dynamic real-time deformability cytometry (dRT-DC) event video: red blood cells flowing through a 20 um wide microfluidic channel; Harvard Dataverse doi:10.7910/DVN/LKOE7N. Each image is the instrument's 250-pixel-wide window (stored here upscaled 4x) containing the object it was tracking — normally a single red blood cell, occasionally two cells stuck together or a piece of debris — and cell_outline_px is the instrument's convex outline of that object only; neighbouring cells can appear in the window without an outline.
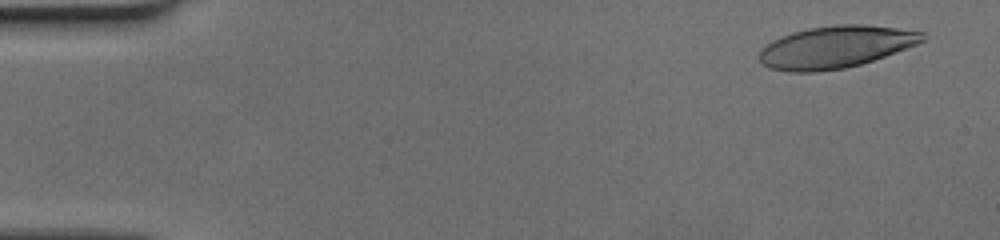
{"species": "human", "species_latin": "Homo sapiens", "temperature_condition": "cold", "stored_images_in_passage": 52, "camera_frame_rate_fps": 3000, "um_per_image_px": 0.085, "donor": {"sex": "female"}, "frame": {"image": 1, "passage_image": 3, "time_ms": 0.667, "image_size_px": [1000, 240], "cell_outline_px": [[928, 36], [924, 40], [916, 44], [884, 56], [860, 64], [844, 68], [816, 72], [788, 72], [768, 68], [760, 64], [760, 48], [772, 40], [780, 36], [792, 32], [808, 28], [836, 24], [864, 24], [896, 28], [924, 32]], "centroid_in_image_um": [70.98, 3.99], "position_along_channel_um": 14.0, "area_um2": 40.17}}
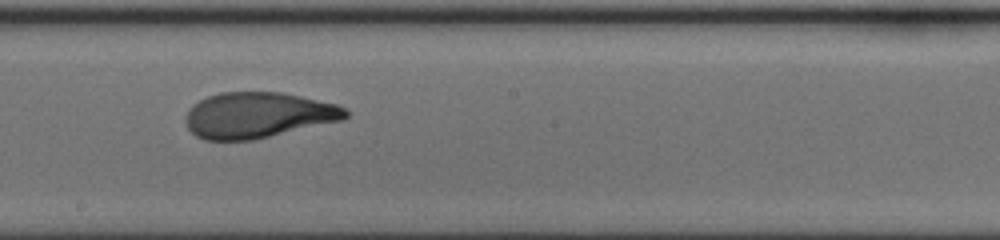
{"frame": {"image": 2, "passage_image": 29, "time_ms": 9.333, "image_size_px": [1000, 240], "cell_outline_px": [[348, 116], [344, 120], [252, 140], [204, 140], [196, 136], [188, 128], [184, 120], [184, 116], [188, 108], [192, 104], [208, 96], [220, 92], [280, 92], [300, 96], [336, 104], [344, 108], [348, 112]], "centroid_in_image_um": [21.89, 9.79], "position_along_channel_um": 226.3, "area_um2": 42.77}}
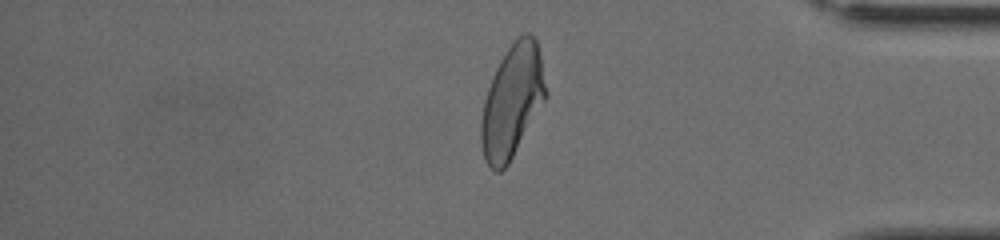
{"frame": {"image": 3, "passage_image": 43, "time_ms": 14.0, "image_size_px": [1000, 240], "cell_outline_px": [[548, 96], [508, 164], [500, 172], [496, 172], [484, 160], [480, 144], [480, 124], [484, 100], [492, 76], [500, 60], [516, 36], [524, 32], [528, 32], [536, 40], [540, 56], [548, 92]], "centroid_in_image_um": [43.53, 8.6], "position_along_channel_um": 391.7, "area_um2": 42.6}}